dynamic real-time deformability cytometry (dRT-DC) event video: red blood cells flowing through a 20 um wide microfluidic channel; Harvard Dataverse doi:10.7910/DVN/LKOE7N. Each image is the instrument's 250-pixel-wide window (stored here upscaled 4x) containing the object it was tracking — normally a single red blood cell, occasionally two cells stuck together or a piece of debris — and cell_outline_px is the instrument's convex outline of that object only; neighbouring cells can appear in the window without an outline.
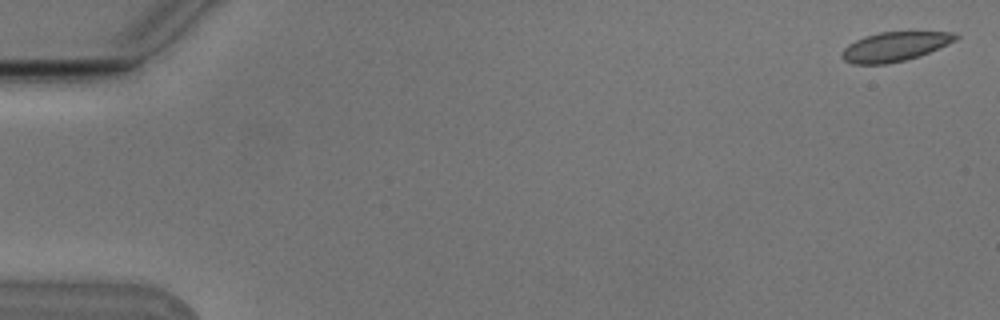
{"species": "Egyptian fruit bat (a non-hibernating species)", "species_latin": "Rousettus aegyptiacus", "temperature_condition": "cold", "stored_images_in_passage": 5, "camera_frame_rate_fps": 3000, "um_per_image_px": 0.085, "animal": {"sex": "male"}, "frame": {"image": 1, "passage_image": 5, "time_ms": 1.333, "image_size_px": [1000, 320], "cell_outline_px": [[960, 36], [956, 40], [948, 44], [920, 56], [904, 60], [884, 64], [852, 64], [844, 60], [840, 56], [840, 52], [848, 44], [864, 36], [880, 32], [952, 32]], "centroid_in_image_um": [76.02, 3.96], "position_along_channel_um": 9.0, "area_um2": 19.42}}